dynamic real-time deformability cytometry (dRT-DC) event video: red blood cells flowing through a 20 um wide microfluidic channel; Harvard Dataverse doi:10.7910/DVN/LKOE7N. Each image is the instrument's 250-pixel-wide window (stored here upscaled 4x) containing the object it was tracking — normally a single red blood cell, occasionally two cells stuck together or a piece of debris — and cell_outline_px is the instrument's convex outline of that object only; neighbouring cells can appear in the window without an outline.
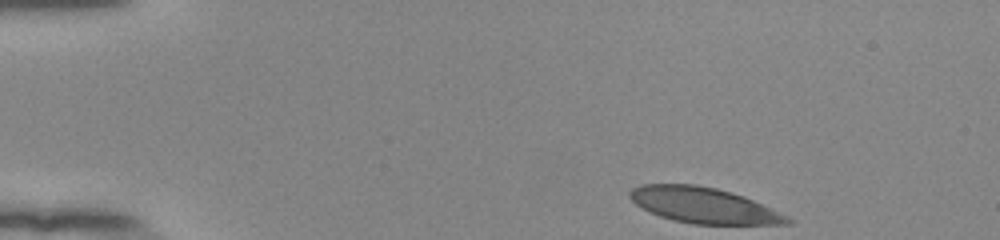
{"species": "human", "species_latin": "Homo sapiens", "temperature_condition": "room temperature", "stored_images_in_passage": 47, "camera_frame_rate_fps": 3000, "um_per_image_px": 0.085, "donor": {"sex": "female"}, "frame": {"image": 1, "passage_image": 1, "time_ms": 0.0, "image_size_px": [1000, 240], "cell_outline_px": [[796, 220], [792, 224], [692, 224], [672, 220], [660, 216], [636, 204], [628, 196], [628, 192], [632, 188], [640, 184], [696, 184], [716, 188], [732, 192], [744, 196], [772, 208]], "centroid_in_image_um": [59.85, 17.45], "position_along_channel_um": 25.2, "area_um2": 32.89}}
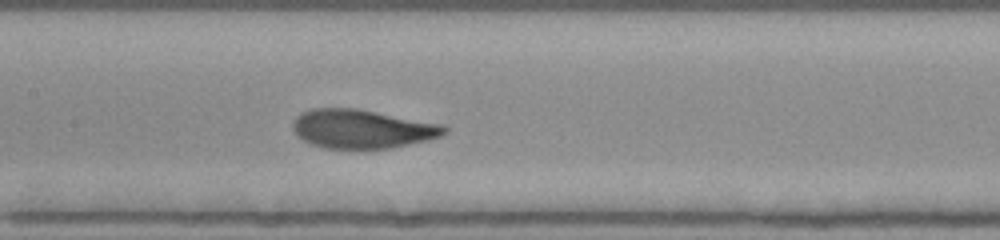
{"frame": {"image": 2, "passage_image": 20, "time_ms": 6.333, "image_size_px": [1000, 240], "cell_outline_px": [[448, 132], [440, 136], [428, 140], [392, 148], [324, 148], [312, 144], [296, 136], [292, 128], [292, 120], [300, 112], [312, 108], [356, 108], [444, 124], [448, 128]], "centroid_in_image_um": [30.77, 10.94], "position_along_channel_um": 176.6, "area_um2": 34.56}}
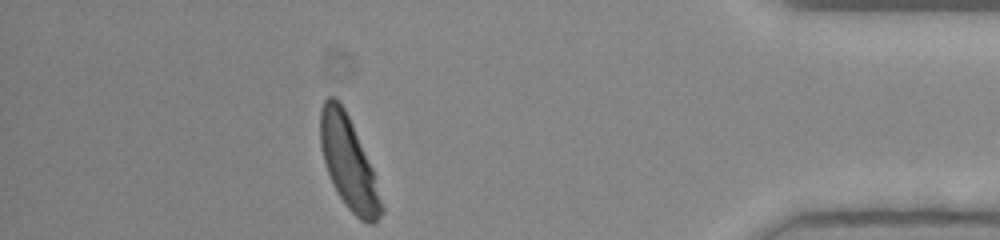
{"frame": {"image": 3, "passage_image": 41, "time_ms": 13.333, "image_size_px": [1000, 240], "cell_outline_px": [[384, 212], [372, 224], [368, 224], [360, 220], [348, 208], [340, 196], [328, 172], [324, 160], [320, 144], [320, 108], [324, 100], [328, 96], [332, 96], [344, 108], [352, 124], [372, 168], [384, 208]], "centroid_in_image_um": [29.63, 13.85], "position_along_channel_um": 405.6, "area_um2": 32.02}, "authors_computed_cell_mechanics": {"area_um2": 34.1598, "velocity_mm_per_s": 3.8548, "shape_relaxation_time_tau1_ms": 3.5325, "shape_relaxation_time_tau2_ms": null, "deformation_change_tau1": 0.177, "deformation_change_tau2": null}}